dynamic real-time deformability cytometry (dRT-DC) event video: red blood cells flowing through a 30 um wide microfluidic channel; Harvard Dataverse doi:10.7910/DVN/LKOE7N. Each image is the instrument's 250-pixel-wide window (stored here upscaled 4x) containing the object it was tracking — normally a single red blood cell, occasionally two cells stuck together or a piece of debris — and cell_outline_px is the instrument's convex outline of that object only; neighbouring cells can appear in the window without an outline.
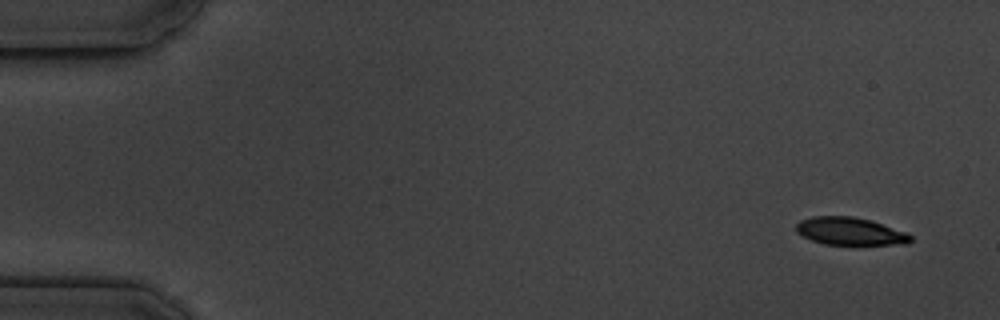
{"species": "common noctule bat (a hibernating species)", "species_latin": "Nyctalus noctula", "temperature_condition": "cold", "stored_images_in_passage": 5, "camera_frame_rate_fps": 3000, "um_per_image_px": 0.085, "animal": {"sex": "male", "body_mass_g": 19.5, "forearm_length_mm": 54.6}, "frame": {"image": 1, "passage_image": 1, "time_ms": 0.0, "image_size_px": [1000, 320], "cell_outline_px": [[912, 240], [908, 244], [824, 244], [812, 240], [796, 232], [796, 224], [800, 220], [812, 216], [852, 216], [868, 220], [908, 232], [912, 236]], "centroid_in_image_um": [72.26, 19.65], "position_along_channel_um": 12.7, "area_um2": 18.32}}
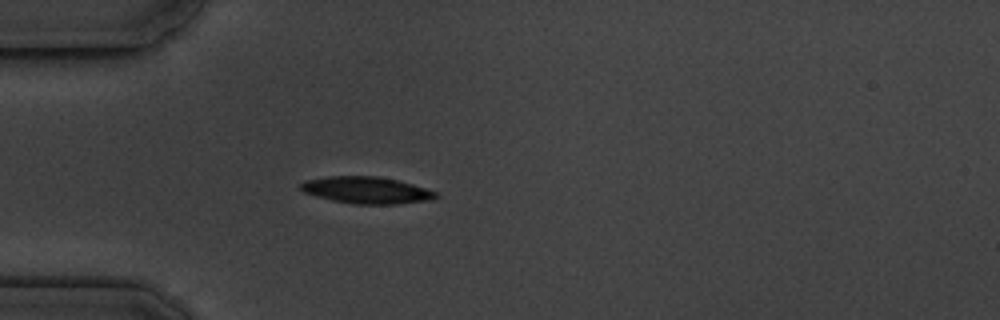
{"frame": {"image": 2, "passage_image": 5, "time_ms": 4.333, "image_size_px": [1000, 320], "cell_outline_px": [[440, 196], [432, 200], [396, 204], [356, 204], [332, 200], [316, 196], [304, 192], [300, 188], [300, 184], [304, 180], [328, 176], [376, 176], [396, 180], [412, 184], [436, 192]], "centroid_in_image_um": [31.15, 16.16], "position_along_channel_um": 53.9, "area_um2": 21.04}}